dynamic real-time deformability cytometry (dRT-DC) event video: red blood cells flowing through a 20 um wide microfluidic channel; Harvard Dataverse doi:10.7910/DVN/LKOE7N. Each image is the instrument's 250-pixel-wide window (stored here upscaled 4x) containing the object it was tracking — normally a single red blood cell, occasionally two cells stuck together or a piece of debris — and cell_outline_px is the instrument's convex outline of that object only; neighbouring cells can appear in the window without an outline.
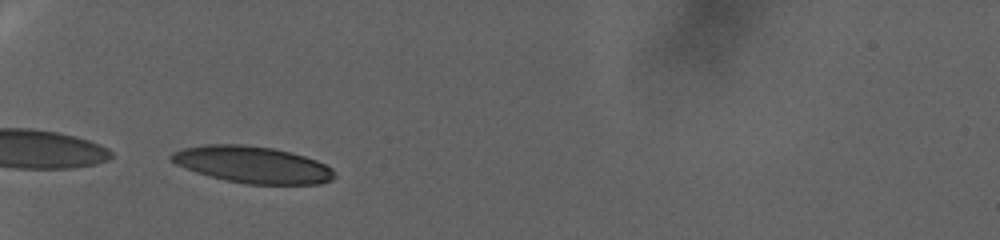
{"species": "human", "species_latin": "Homo sapiens", "temperature_condition": "warm", "stored_images_in_passage": 62, "camera_frame_rate_fps": 3000, "um_per_image_px": 0.085, "donor": {"sex": "female"}, "frame": {"image": 1, "passage_image": 1, "time_ms": 0.0, "image_size_px": [1000, 240], "cell_outline_px": [[336, 176], [332, 180], [320, 184], [248, 184], [208, 176], [196, 172], [176, 164], [168, 160], [168, 156], [172, 152], [184, 148], [204, 144], [240, 144], [272, 148], [304, 156], [316, 160], [332, 168]], "centroid_in_image_um": [21.44, 13.99], "position_along_channel_um": 63.6, "area_um2": 34.85}}
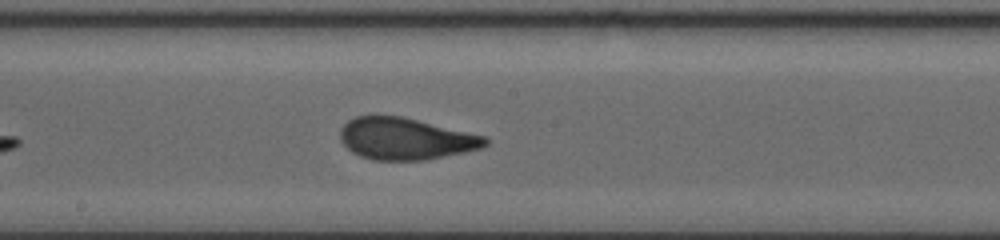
{"frame": {"image": 2, "passage_image": 24, "time_ms": 7.667, "image_size_px": [1000, 240], "cell_outline_px": [[488, 144], [480, 148], [464, 152], [424, 160], [372, 160], [360, 156], [352, 152], [340, 140], [340, 128], [348, 120], [356, 116], [400, 116], [484, 136], [488, 140]], "centroid_in_image_um": [34.42, 11.8], "position_along_channel_um": 213.8, "area_um2": 34.91}}
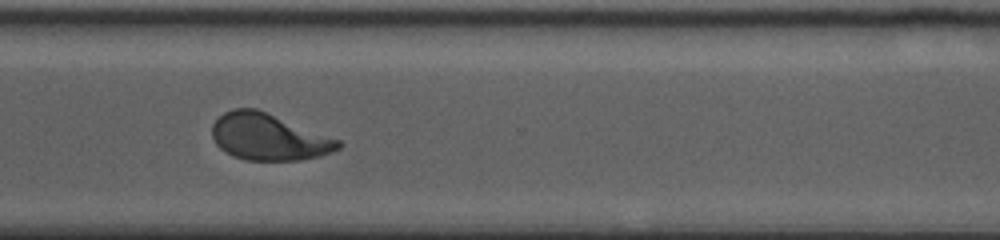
{"frame": {"image": 3, "passage_image": 42, "time_ms": 13.667, "image_size_px": [1000, 240], "cell_outline_px": [[344, 144], [340, 148], [332, 152], [300, 160], [244, 160], [232, 156], [220, 148], [216, 144], [212, 136], [212, 124], [224, 112], [232, 108], [256, 108], [340, 140]], "centroid_in_image_um": [22.81, 11.64], "position_along_channel_um": 347.8, "area_um2": 34.16}, "authors_computed_cell_mechanics": {"area_um2": 34.8823, "velocity_mm_per_s": 2.2377, "shape_relaxation_time_tau1_ms": 9.1605, "shape_relaxation_time_tau2_ms": null, "deformation_change_tau1": 0.2136, "deformation_change_tau2": null}}